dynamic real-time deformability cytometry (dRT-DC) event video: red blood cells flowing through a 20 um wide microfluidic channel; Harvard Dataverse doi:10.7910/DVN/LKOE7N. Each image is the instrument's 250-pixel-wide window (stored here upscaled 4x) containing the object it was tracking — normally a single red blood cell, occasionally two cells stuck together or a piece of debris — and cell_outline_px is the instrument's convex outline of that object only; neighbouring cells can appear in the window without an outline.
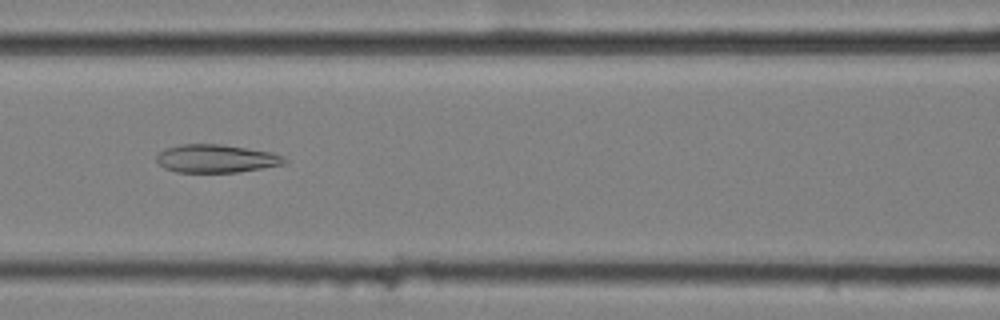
{"species": "common noctule bat (a hibernating species)", "species_latin": "Nyctalus noctula", "temperature_condition": "cold", "stored_images_in_passage": 7, "camera_frame_rate_fps": 3000, "um_per_image_px": 0.085, "animal": {"sex": "female", "body_mass_g": 25.1}, "frame": {"image": 1, "passage_image": 7, "time_ms": 2.0, "image_size_px": [1000, 320], "cell_outline_px": [[288, 164], [236, 172], [176, 172], [164, 168], [156, 160], [156, 156], [164, 148], [180, 144], [220, 144], [272, 152], [284, 156], [288, 160]], "centroid_in_image_um": [18.4, 13.48], "position_along_channel_um": 148.2, "area_um2": 21.1}}